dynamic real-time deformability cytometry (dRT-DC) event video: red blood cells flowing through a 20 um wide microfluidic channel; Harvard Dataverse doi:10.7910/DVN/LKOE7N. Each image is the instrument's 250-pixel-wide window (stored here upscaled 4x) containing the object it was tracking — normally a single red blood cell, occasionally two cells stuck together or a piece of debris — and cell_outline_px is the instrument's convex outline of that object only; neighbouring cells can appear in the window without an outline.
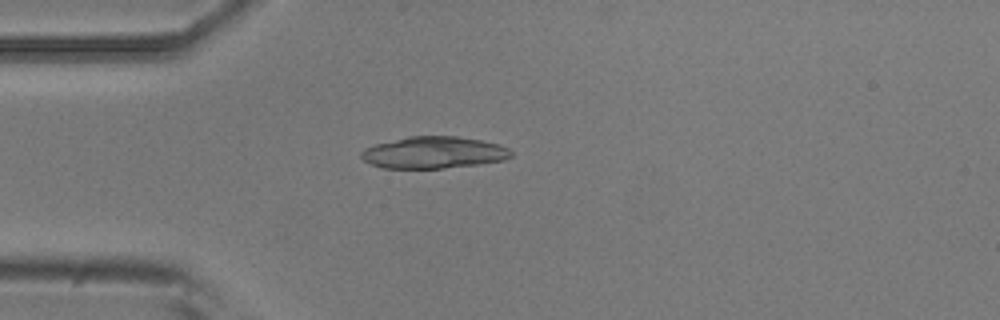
{"species": "common noctule bat (a hibernating species)", "species_latin": "Nyctalus noctula", "temperature_condition": "room temperature", "stored_images_in_passage": 4, "camera_frame_rate_fps": 3000, "um_per_image_px": 0.085, "animal": {"sex": "male", "body_mass_g": 20.5, "forearm_length_mm": 52.5}, "frame": {"image": 1, "passage_image": 3, "time_ms": 2.333, "image_size_px": [1000, 320], "cell_outline_px": [[512, 156], [504, 160], [480, 164], [444, 168], [380, 168], [364, 160], [360, 156], [360, 152], [364, 148], [376, 144], [408, 136], [456, 136], [480, 140], [500, 144], [508, 148], [512, 152]], "centroid_in_image_um": [36.87, 12.97], "position_along_channel_um": 48.1, "area_um2": 27.86}}